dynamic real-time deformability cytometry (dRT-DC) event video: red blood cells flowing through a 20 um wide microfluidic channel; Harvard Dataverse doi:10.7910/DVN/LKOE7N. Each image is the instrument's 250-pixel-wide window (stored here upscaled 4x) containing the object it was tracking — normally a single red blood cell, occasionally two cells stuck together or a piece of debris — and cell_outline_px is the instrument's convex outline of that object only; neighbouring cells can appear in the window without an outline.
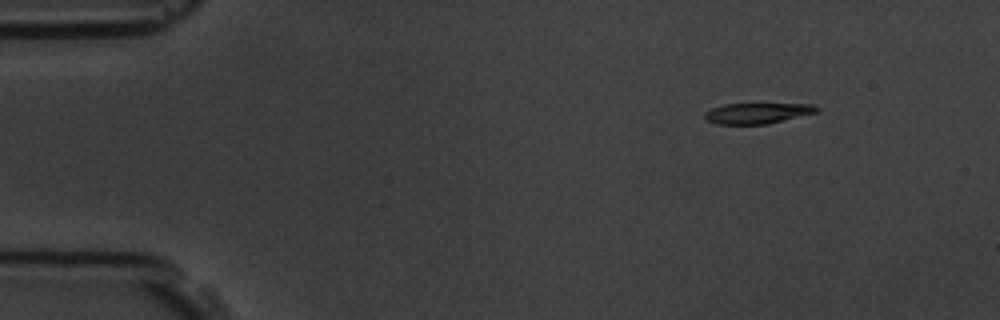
{"species": "common noctule bat (a hibernating species)", "species_latin": "Nyctalus noctula", "temperature_condition": "room temperature", "stored_images_in_passage": 7, "camera_frame_rate_fps": 3000, "um_per_image_px": 0.085, "animal": {"sex": "male", "body_mass_g": 19.5, "forearm_length_mm": 54.6}, "frame": {"image": 1, "passage_image": 3, "time_ms": 2.0, "image_size_px": [1000, 320], "cell_outline_px": [[820, 108], [816, 112], [768, 124], [716, 124], [704, 120], [704, 112], [712, 108], [724, 104], [812, 104]], "centroid_in_image_um": [64.32, 9.63], "position_along_channel_um": 20.7, "area_um2": 13.47}}
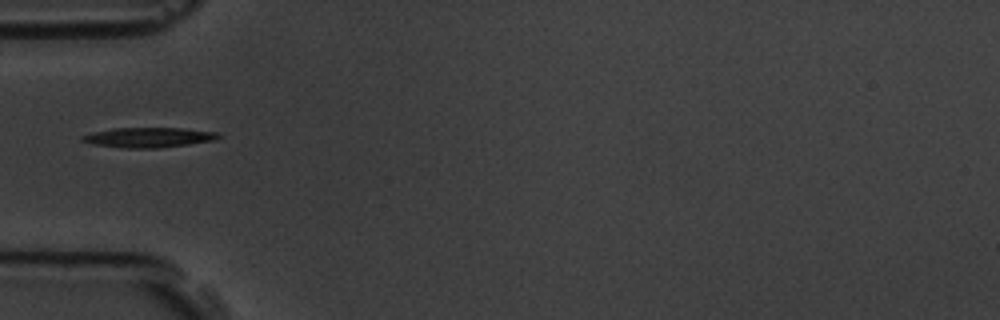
{"frame": {"image": 2, "passage_image": 6, "time_ms": 5.667, "image_size_px": [1000, 320], "cell_outline_px": [[220, 136], [212, 140], [188, 144], [160, 148], [124, 148], [92, 144], [80, 140], [80, 136], [92, 132], [112, 128], [184, 128], [216, 132]], "centroid_in_image_um": [12.55, 11.68], "position_along_channel_um": 72.4, "area_um2": 15.78}}
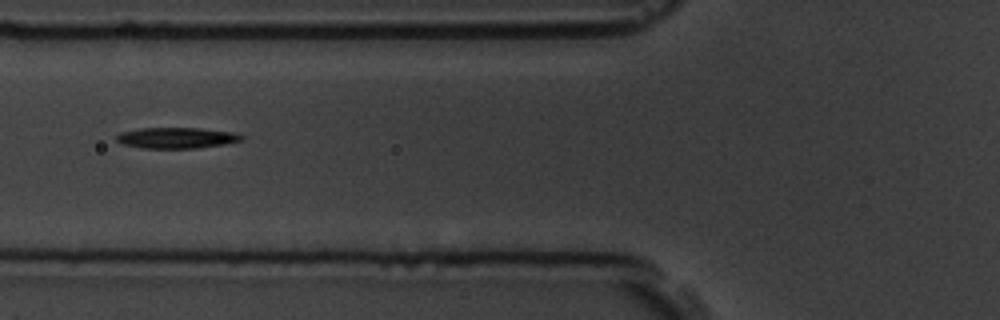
{"frame": {"image": 3, "passage_image": 7, "time_ms": 6.667, "image_size_px": [1000, 320], "cell_outline_px": [[244, 140], [224, 144], [196, 148], [140, 148], [124, 144], [116, 140], [116, 136], [120, 132], [140, 128], [200, 128], [232, 132], [244, 136]], "centroid_in_image_um": [15.01, 11.72], "position_along_channel_um": 110.8, "area_um2": 15.2}}